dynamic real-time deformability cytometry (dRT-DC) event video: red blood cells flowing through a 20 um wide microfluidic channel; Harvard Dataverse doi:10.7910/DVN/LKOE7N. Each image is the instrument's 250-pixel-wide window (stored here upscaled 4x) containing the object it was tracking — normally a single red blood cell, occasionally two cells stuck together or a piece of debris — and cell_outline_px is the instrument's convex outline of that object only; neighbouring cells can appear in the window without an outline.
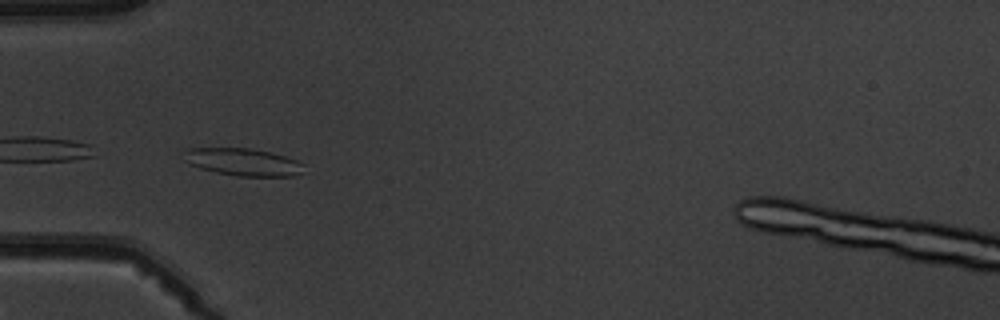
{"species": "common noctule bat (a hibernating species)", "species_latin": "Nyctalus noctula", "temperature_condition": "warm", "stored_images_in_passage": 8, "camera_frame_rate_fps": 3000, "um_per_image_px": 0.085, "animal": {"sex": "male", "body_mass_g": 19.5, "forearm_length_mm": 54.6}, "frame": {"image": 1, "passage_image": 5, "time_ms": 4.667, "image_size_px": [1000, 320], "cell_outline_px": [[304, 172], [292, 176], [236, 176], [216, 172], [200, 168], [184, 160], [188, 148], [248, 148], [268, 152], [284, 156], [296, 160], [304, 164]], "centroid_in_image_um": [20.7, 13.78], "position_along_channel_um": 64.3, "area_um2": 18.9}}
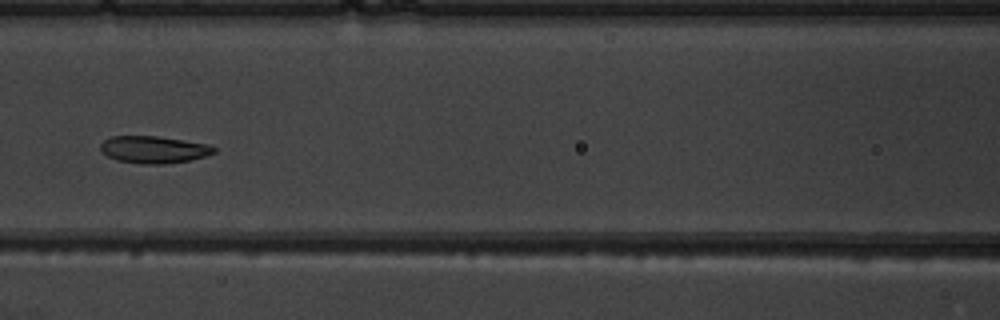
{"frame": {"image": 2, "passage_image": 7, "time_ms": 7.0, "image_size_px": [1000, 320], "cell_outline_px": [[216, 152], [208, 156], [188, 160], [164, 164], [140, 164], [116, 160], [108, 156], [100, 148], [100, 144], [104, 140], [112, 136], [156, 136], [184, 140], [208, 144], [216, 148]], "centroid_in_image_um": [13.09, 12.71], "position_along_channel_um": 153.5, "area_um2": 17.98}}
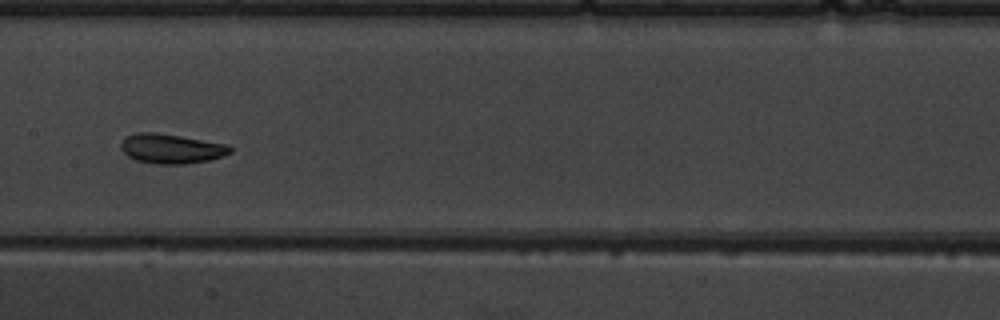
{"frame": {"image": 3, "passage_image": 8, "time_ms": 8.0, "image_size_px": [1000, 320], "cell_outline_px": [[232, 152], [208, 160], [184, 164], [156, 164], [136, 160], [128, 156], [120, 148], [120, 144], [124, 136], [136, 132], [156, 132], [228, 144], [232, 148]], "centroid_in_image_um": [14.51, 12.62], "position_along_channel_um": 192.9, "area_um2": 18.9}}